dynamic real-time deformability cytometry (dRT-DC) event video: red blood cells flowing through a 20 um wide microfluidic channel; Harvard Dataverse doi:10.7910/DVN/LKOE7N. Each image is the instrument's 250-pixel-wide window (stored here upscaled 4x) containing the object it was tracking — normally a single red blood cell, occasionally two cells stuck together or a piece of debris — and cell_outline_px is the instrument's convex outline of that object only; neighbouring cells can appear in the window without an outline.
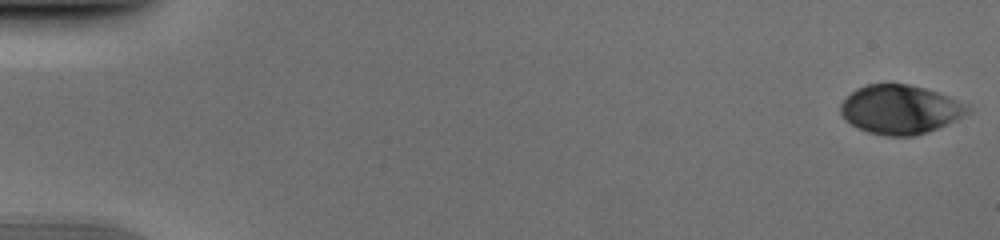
{"species": "human", "species_latin": "Homo sapiens", "temperature_condition": "cold", "stored_images_in_passage": 52, "camera_frame_rate_fps": 3000, "um_per_image_px": 0.085, "donor": {"sex": "male"}, "frame": {"image": 1, "passage_image": 1, "time_ms": 0.0, "image_size_px": [1000, 240], "cell_outline_px": [[976, 108], [972, 112], [956, 120], [928, 132], [912, 136], [888, 136], [868, 132], [856, 128], [844, 120], [840, 116], [840, 104], [856, 88], [868, 84], [908, 84], [924, 88], [972, 104]], "centroid_in_image_um": [76.56, 9.31], "position_along_channel_um": 8.4, "area_um2": 36.82}}
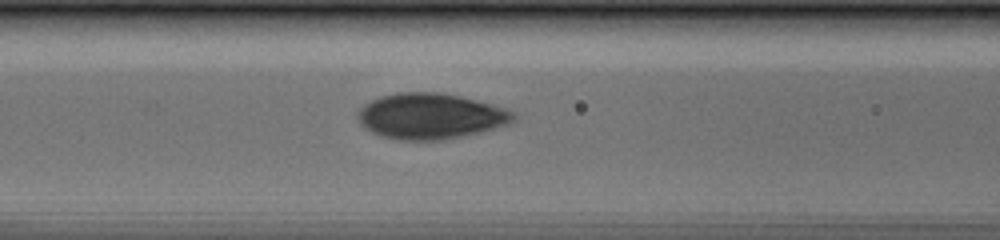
{"frame": {"image": 2, "passage_image": 23, "time_ms": 7.333, "image_size_px": [1000, 240], "cell_outline_px": [[516, 120], [508, 124], [480, 132], [444, 140], [400, 140], [380, 136], [372, 132], [360, 124], [356, 116], [356, 112], [364, 104], [380, 96], [400, 92], [436, 92], [460, 96], [492, 104], [516, 112]], "centroid_in_image_um": [36.58, 9.87], "position_along_channel_um": 130.0, "area_um2": 41.62}}
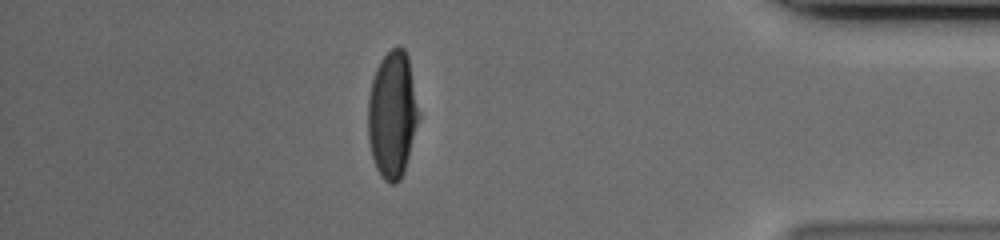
{"frame": {"image": 3, "passage_image": 46, "time_ms": 15.0, "image_size_px": [1000, 240], "cell_outline_px": [[420, 116], [404, 172], [400, 180], [396, 184], [388, 184], [380, 176], [376, 168], [372, 156], [368, 140], [368, 96], [372, 80], [376, 68], [380, 60], [392, 48], [400, 44], [404, 48], [408, 56], [420, 112]], "centroid_in_image_um": [33.36, 9.74], "position_along_channel_um": 401.8, "area_um2": 37.97}}